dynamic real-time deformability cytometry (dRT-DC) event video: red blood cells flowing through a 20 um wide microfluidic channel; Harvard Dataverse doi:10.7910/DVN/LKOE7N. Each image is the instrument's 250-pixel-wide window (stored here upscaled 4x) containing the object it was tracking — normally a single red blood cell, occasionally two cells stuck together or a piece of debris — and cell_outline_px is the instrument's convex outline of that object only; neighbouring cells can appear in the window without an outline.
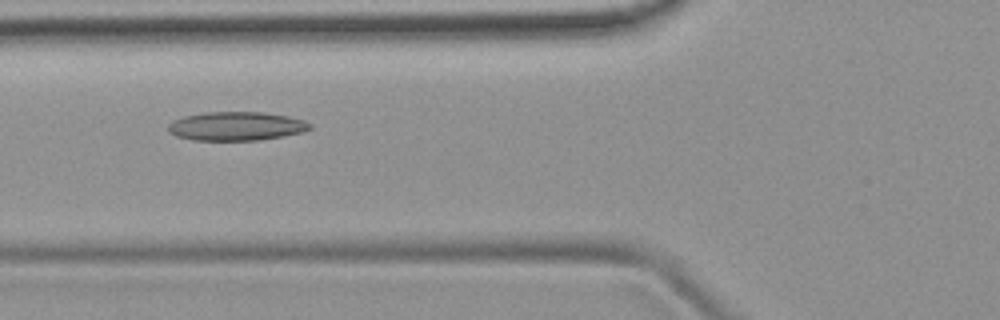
{"species": "common noctule bat (a hibernating species)", "species_latin": "Nyctalus noctula", "temperature_condition": "room temperature", "stored_images_in_passage": 48, "camera_frame_rate_fps": 3000, "um_per_image_px": 0.085, "animal": {"sex": "female", "body_mass_g": 19.9}, "frame": {"image": 1, "passage_image": 19, "time_ms": 6.0, "image_size_px": [1000, 320], "cell_outline_px": [[312, 128], [304, 132], [260, 140], [192, 140], [176, 136], [168, 132], [168, 124], [172, 120], [184, 116], [204, 112], [264, 112], [288, 116], [304, 120], [312, 124]], "centroid_in_image_um": [20.08, 10.72], "position_along_channel_um": 105.7, "area_um2": 23.99}}
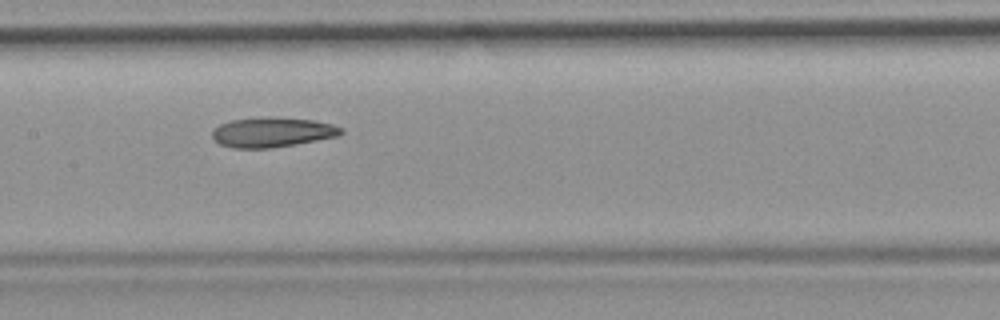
{"frame": {"image": 2, "passage_image": 25, "time_ms": 8.0, "image_size_px": [1000, 320], "cell_outline_px": [[344, 132], [340, 136], [296, 144], [272, 148], [232, 148], [220, 144], [212, 136], [212, 132], [220, 124], [232, 120], [256, 116], [268, 116], [312, 120], [332, 124], [344, 128]], "centroid_in_image_um": [23.17, 11.23], "position_along_channel_um": 184.2, "area_um2": 22.66}}
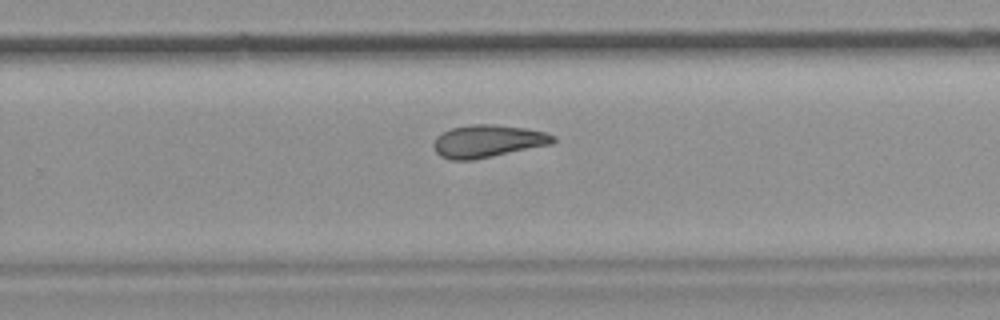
{"frame": {"image": 3, "passage_image": 33, "time_ms": 10.667, "image_size_px": [1000, 320], "cell_outline_px": [[556, 140], [552, 144], [476, 160], [452, 160], [440, 156], [436, 152], [432, 144], [436, 136], [452, 128], [472, 124], [492, 124], [524, 128], [544, 132], [556, 136]], "centroid_in_image_um": [41.45, 12.01], "position_along_channel_um": 288.3, "area_um2": 22.77}, "authors_computed_cell_mechanics": {"area_um2": 22.8599, "velocity_mm_per_s": 3.9225, "shape_relaxation_time_tau1_ms": null, "shape_relaxation_time_tau2_ms": 6.9587, "deformation_change_tau1": null, "deformation_change_tau2": 0.1726}}